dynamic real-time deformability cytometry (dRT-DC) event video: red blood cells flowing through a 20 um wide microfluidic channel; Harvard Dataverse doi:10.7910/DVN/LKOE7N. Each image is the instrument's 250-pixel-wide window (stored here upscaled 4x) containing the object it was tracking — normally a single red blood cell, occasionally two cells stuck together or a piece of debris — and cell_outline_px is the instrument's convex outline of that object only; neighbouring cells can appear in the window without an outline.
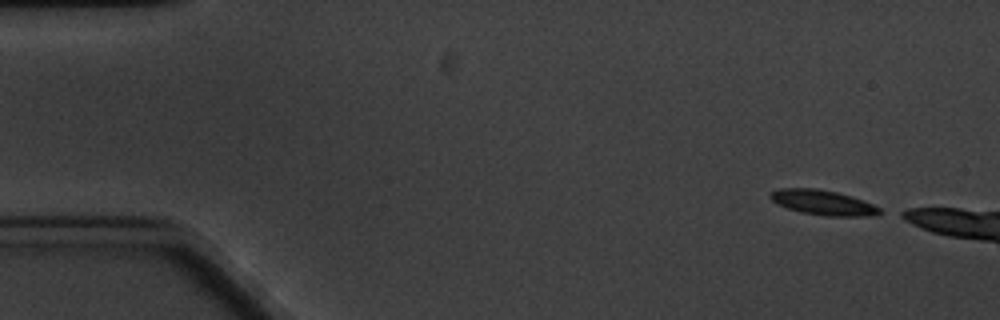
{"species": "common noctule bat (a hibernating species)", "species_latin": "Nyctalus noctula", "temperature_condition": "cold", "stored_images_in_passage": 3, "camera_frame_rate_fps": 3000, "um_per_image_px": 0.085, "animal": {"sex": "male", "body_mass_g": 20.1, "forearm_length_mm": 53.5}, "frame": {"image": 1, "passage_image": 1, "time_ms": 0.0, "image_size_px": [1000, 320], "cell_outline_px": [[884, 212], [876, 216], [824, 216], [800, 212], [776, 204], [768, 196], [772, 192], [780, 188], [816, 188], [836, 192], [872, 204], [880, 208]], "centroid_in_image_um": [69.94, 17.23], "position_along_channel_um": 15.1, "area_um2": 15.84}}